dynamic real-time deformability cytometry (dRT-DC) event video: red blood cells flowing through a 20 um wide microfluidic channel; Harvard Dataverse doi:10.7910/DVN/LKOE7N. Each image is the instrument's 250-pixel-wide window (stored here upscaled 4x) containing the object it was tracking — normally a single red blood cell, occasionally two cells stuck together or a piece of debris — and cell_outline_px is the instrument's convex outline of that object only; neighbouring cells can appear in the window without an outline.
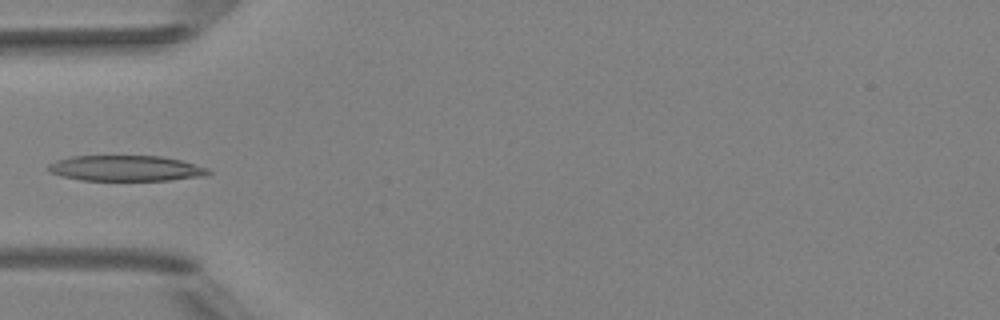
{"species": "Egyptian fruit bat (a non-hibernating species)", "species_latin": "Rousettus aegyptiacus", "temperature_condition": "room temperature", "stored_images_in_passage": 6, "camera_frame_rate_fps": 3000, "um_per_image_px": 0.085, "animal": {"sex": "female"}, "frame": {"image": 1, "passage_image": 5, "time_ms": 4.667, "image_size_px": [1000, 320], "cell_outline_px": [[212, 172], [208, 176], [168, 180], [80, 180], [60, 176], [52, 172], [48, 168], [48, 164], [56, 160], [72, 156], [160, 156], [180, 160], [208, 168]], "centroid_in_image_um": [10.72, 14.31], "position_along_channel_um": 74.3, "area_um2": 23.87}}
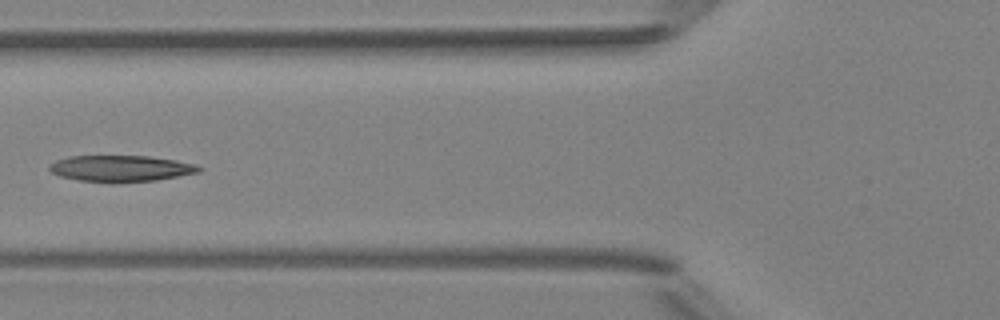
{"frame": {"image": 2, "passage_image": 6, "time_ms": 5.667, "image_size_px": [1000, 320], "cell_outline_px": [[204, 168], [200, 172], [156, 180], [116, 184], [112, 184], [80, 180], [60, 176], [52, 172], [48, 168], [48, 164], [56, 160], [68, 156], [148, 156], [176, 160], [196, 164]], "centroid_in_image_um": [10.27, 14.33], "position_along_channel_um": 115.5, "area_um2": 23.35}}